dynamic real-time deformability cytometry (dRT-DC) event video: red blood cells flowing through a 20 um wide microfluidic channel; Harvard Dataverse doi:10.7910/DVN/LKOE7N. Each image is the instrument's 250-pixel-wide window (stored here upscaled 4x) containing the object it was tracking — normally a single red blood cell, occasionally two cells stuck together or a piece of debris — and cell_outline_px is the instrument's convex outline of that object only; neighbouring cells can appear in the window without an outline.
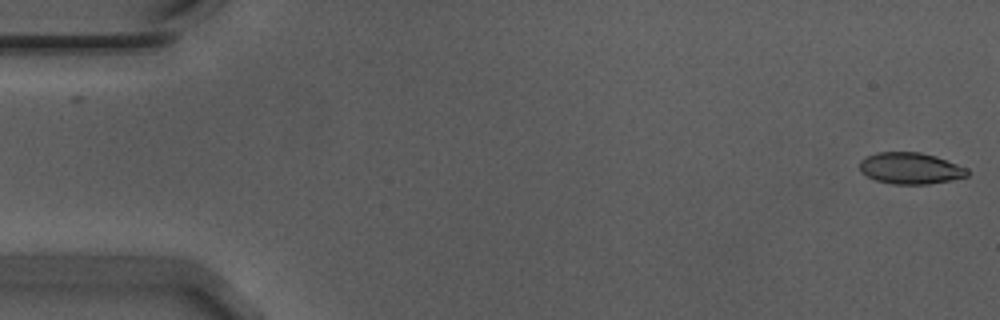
{"species": "Egyptian fruit bat (a non-hibernating species)", "species_latin": "Rousettus aegyptiacus", "temperature_condition": "warm", "stored_images_in_passage": 9, "camera_frame_rate_fps": 3000, "um_per_image_px": 0.085, "animal": {"sex": "male"}, "frame": {"image": 1, "passage_image": 1, "time_ms": 0.0, "image_size_px": [1000, 320], "cell_outline_px": [[972, 172], [968, 176], [952, 180], [928, 184], [892, 184], [876, 180], [860, 172], [860, 160], [864, 156], [876, 152], [920, 152], [936, 156], [968, 168]], "centroid_in_image_um": [77.4, 14.3], "position_along_channel_um": 7.6, "area_um2": 20.0}}